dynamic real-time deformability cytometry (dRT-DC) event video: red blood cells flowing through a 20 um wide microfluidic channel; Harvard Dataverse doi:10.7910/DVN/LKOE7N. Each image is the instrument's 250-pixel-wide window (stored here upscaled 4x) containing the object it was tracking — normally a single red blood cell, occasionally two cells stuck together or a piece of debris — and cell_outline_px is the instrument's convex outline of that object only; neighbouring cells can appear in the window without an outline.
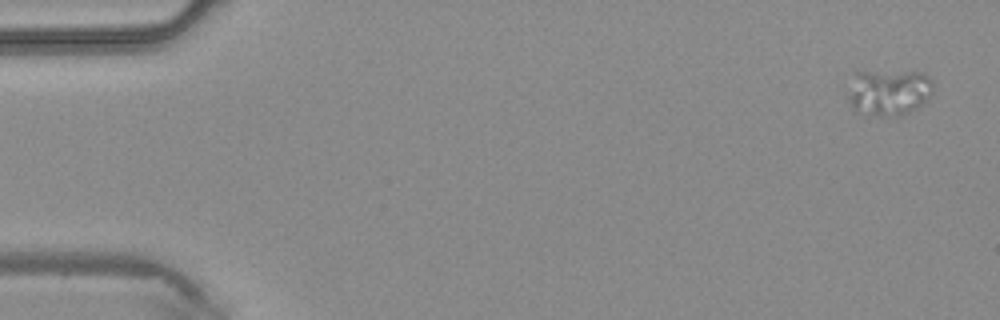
{"species": "common noctule bat (a hibernating species)", "species_latin": "Nyctalus noctula", "temperature_condition": "warm", "stored_images_in_passage": 4, "camera_frame_rate_fps": 3000, "um_per_image_px": 0.085, "animal": {"sex": "male", "body_mass_g": 20.4}, "frame": {"image": 1, "passage_image": 1, "time_ms": 0.0, "image_size_px": [1000, 320], "cell_outline_px": [[932, 92], [928, 100], [916, 108], [908, 112], [896, 116], [864, 116], [856, 112], [852, 108], [848, 100], [848, 96], [856, 72], [924, 72], [932, 80]], "centroid_in_image_um": [75.56, 7.88], "position_along_channel_um": 9.4, "area_um2": 23.0}}